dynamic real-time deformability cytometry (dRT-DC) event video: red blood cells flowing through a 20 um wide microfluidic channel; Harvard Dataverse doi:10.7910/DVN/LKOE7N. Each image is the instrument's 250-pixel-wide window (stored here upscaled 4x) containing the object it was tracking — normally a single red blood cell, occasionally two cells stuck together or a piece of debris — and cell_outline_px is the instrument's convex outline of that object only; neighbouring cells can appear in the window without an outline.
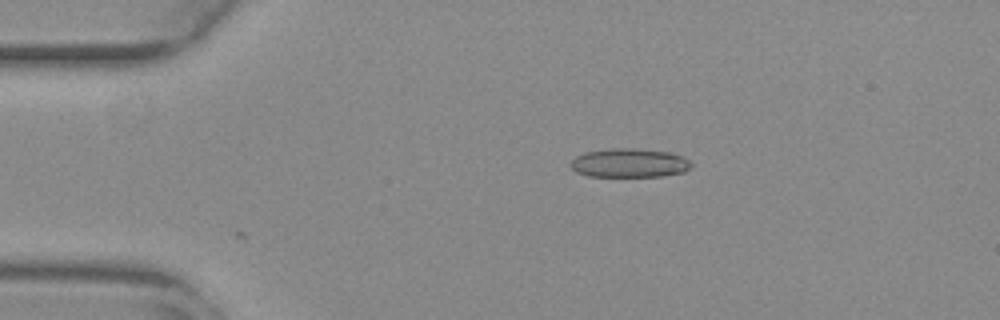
{"species": "common noctule bat (a hibernating species)", "species_latin": "Nyctalus noctula", "temperature_condition": "warm", "stored_images_in_passage": 2, "camera_frame_rate_fps": 3000, "um_per_image_px": 0.085, "animal": {"sex": "female", "body_mass_g": 29.2, "forearm_length_mm": 56.3}, "frame": {"image": 1, "passage_image": 1, "time_ms": 0.0, "image_size_px": [1000, 320], "cell_outline_px": [[692, 168], [684, 172], [664, 176], [588, 176], [576, 172], [572, 168], [572, 160], [576, 156], [584, 152], [612, 148], [636, 148], [672, 152], [684, 156], [692, 164]], "centroid_in_image_um": [53.55, 13.84], "position_along_channel_um": 31.4, "area_um2": 20.52}}